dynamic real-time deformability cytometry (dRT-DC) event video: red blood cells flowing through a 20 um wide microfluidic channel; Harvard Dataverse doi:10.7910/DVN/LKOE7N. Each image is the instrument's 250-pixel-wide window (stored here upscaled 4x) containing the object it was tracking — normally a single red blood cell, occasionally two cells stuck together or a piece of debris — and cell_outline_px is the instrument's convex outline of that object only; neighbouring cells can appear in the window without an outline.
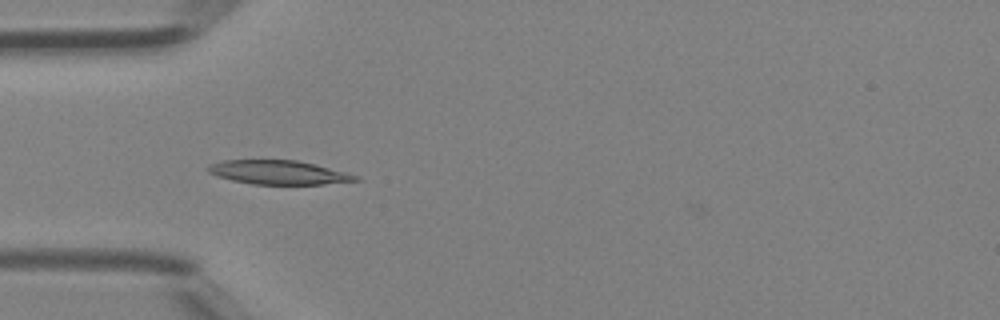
{"species": "Egyptian fruit bat (a non-hibernating species)", "species_latin": "Rousettus aegyptiacus", "temperature_condition": "room temperature", "stored_images_in_passage": 38, "camera_frame_rate_fps": 3000, "um_per_image_px": 0.085, "animal": {"sex": "female"}, "frame": {"image": 1, "passage_image": 9, "time_ms": 2.667, "image_size_px": [1000, 320], "cell_outline_px": [[360, 180], [324, 184], [252, 184], [232, 180], [216, 176], [208, 172], [208, 164], [224, 160], [296, 160], [316, 164], [360, 176]], "centroid_in_image_um": [23.67, 14.65], "position_along_channel_um": 61.3, "area_um2": 20.58}}
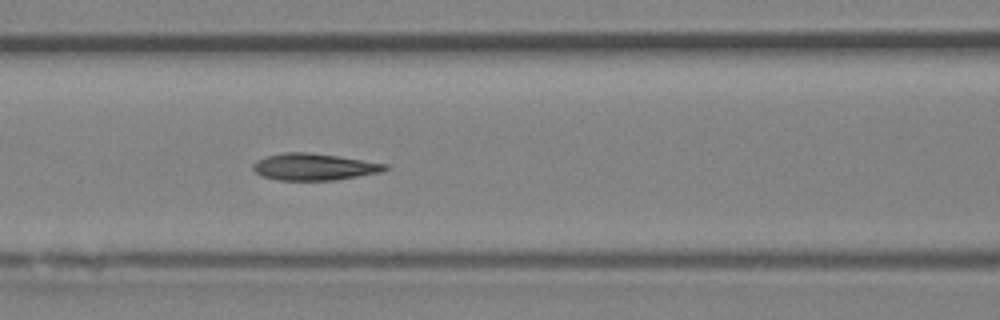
{"frame": {"image": 2, "passage_image": 14, "time_ms": 4.333, "image_size_px": [1000, 320], "cell_outline_px": [[388, 168], [384, 172], [336, 180], [276, 180], [264, 176], [256, 172], [252, 168], [252, 164], [256, 160], [268, 156], [284, 152], [304, 152], [340, 156], [388, 164]], "centroid_in_image_um": [26.73, 14.18], "position_along_channel_um": 139.9, "area_um2": 20.69}}
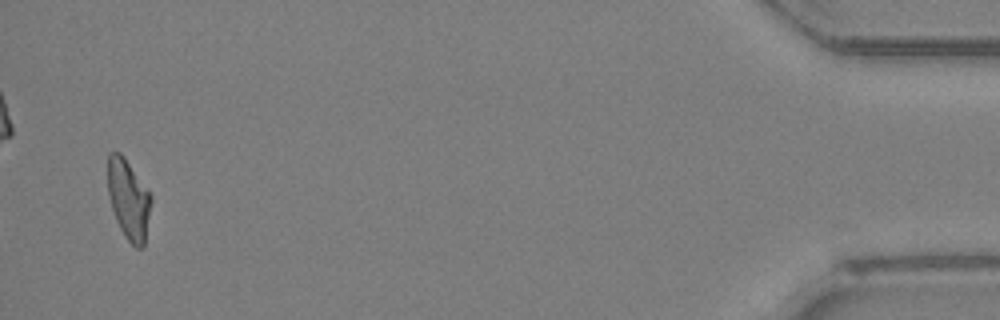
{"frame": {"image": 3, "passage_image": 37, "time_ms": 12.0, "image_size_px": [1000, 320], "cell_outline_px": [[152, 200], [144, 248], [136, 248], [124, 236], [116, 220], [108, 196], [108, 152], [120, 152], [124, 156], [152, 196]], "centroid_in_image_um": [10.93, 16.96], "position_along_channel_um": 424.3, "area_um2": 20.23}}